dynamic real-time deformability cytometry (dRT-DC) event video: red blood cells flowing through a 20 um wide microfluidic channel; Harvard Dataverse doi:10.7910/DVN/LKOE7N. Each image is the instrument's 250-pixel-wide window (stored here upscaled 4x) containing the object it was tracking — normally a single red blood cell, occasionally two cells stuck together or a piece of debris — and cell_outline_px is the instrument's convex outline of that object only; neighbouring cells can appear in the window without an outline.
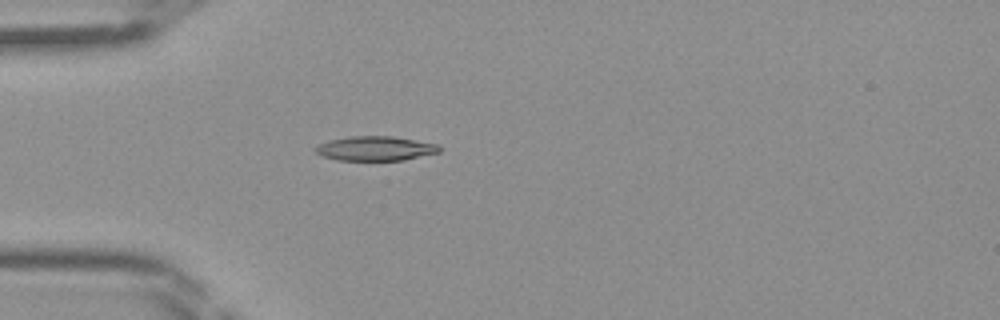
{"species": "Egyptian fruit bat (a non-hibernating species)", "species_latin": "Rousettus aegyptiacus", "temperature_condition": "room temperature", "stored_images_in_passage": 43, "camera_frame_rate_fps": 3000, "um_per_image_px": 0.085, "frame": {"image": 1, "passage_image": 11, "time_ms": 3.333, "image_size_px": [1000, 320], "cell_outline_px": [[440, 152], [404, 160], [336, 160], [324, 156], [316, 152], [312, 148], [316, 144], [328, 140], [352, 136], [392, 136], [440, 144]], "centroid_in_image_um": [31.89, 12.61], "position_along_channel_um": 53.1, "area_um2": 17.8}}
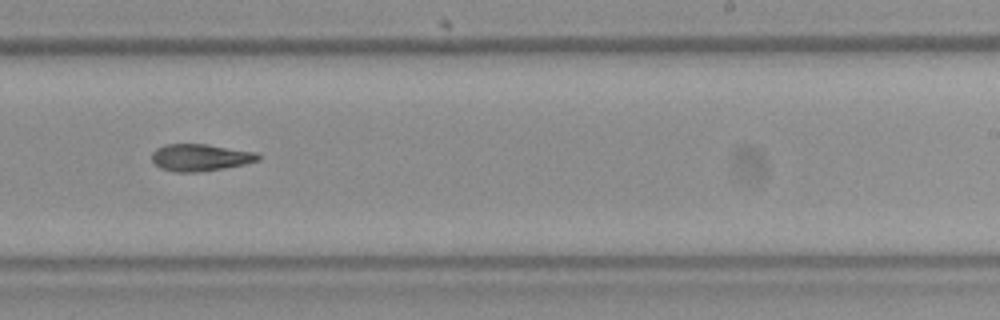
{"frame": {"image": 2, "passage_image": 26, "time_ms": 8.333, "image_size_px": [1000, 320], "cell_outline_px": [[260, 160], [244, 164], [224, 168], [196, 172], [176, 172], [160, 168], [152, 160], [152, 152], [156, 148], [164, 144], [208, 144], [256, 152], [260, 156]], "centroid_in_image_um": [17.02, 13.38], "position_along_channel_um": 272.0, "area_um2": 16.76}}
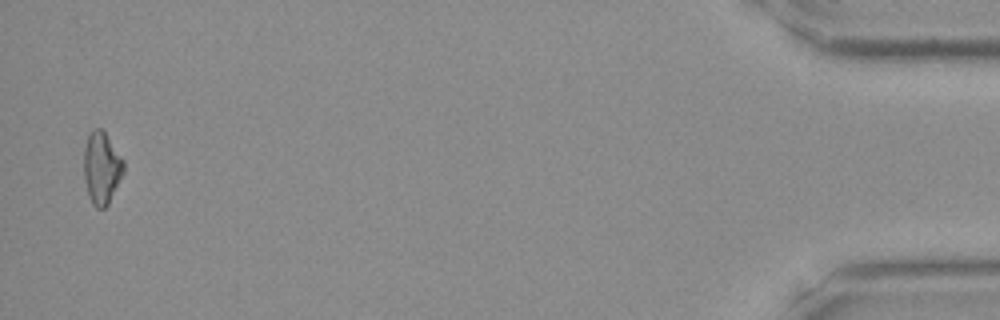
{"frame": {"image": 3, "passage_image": 42, "time_ms": 13.667, "image_size_px": [1000, 320], "cell_outline_px": [[124, 172], [108, 204], [104, 208], [96, 208], [92, 204], [88, 196], [84, 180], [84, 148], [88, 132], [92, 128], [100, 128], [104, 132], [124, 160]], "centroid_in_image_um": [8.62, 14.27], "position_along_channel_um": 426.6, "area_um2": 16.82}}